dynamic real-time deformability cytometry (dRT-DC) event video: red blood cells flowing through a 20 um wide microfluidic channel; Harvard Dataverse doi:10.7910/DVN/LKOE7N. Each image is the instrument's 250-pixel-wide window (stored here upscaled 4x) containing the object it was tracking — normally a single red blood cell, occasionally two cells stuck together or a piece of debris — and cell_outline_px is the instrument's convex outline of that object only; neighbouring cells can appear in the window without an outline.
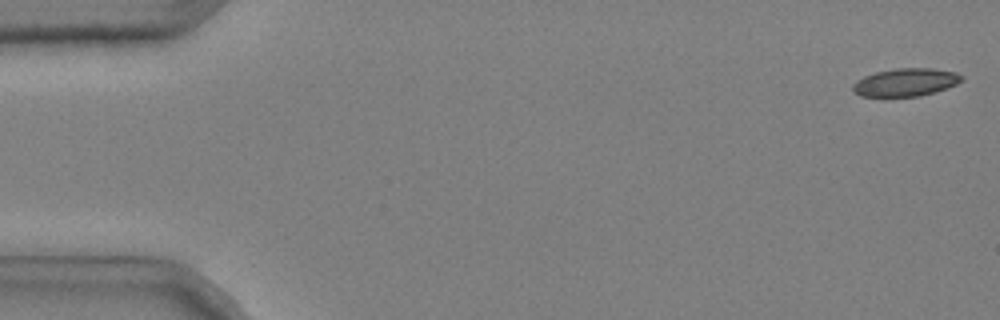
{"species": "common noctule bat (a hibernating species)", "species_latin": "Nyctalus noctula", "temperature_condition": "cold", "stored_images_in_passage": 12, "camera_frame_rate_fps": 3000, "um_per_image_px": 0.085, "animal": {"sex": "male", "body_mass_g": 20.4}, "frame": {"image": 1, "passage_image": 1, "time_ms": 0.0, "image_size_px": [1000, 320], "cell_outline_px": [[964, 80], [956, 84], [920, 96], [860, 96], [852, 92], [852, 84], [856, 80], [864, 76], [876, 72], [896, 68], [932, 68], [956, 72], [964, 76]], "centroid_in_image_um": [76.95, 6.98], "position_along_channel_um": 8.0, "area_um2": 17.69}}